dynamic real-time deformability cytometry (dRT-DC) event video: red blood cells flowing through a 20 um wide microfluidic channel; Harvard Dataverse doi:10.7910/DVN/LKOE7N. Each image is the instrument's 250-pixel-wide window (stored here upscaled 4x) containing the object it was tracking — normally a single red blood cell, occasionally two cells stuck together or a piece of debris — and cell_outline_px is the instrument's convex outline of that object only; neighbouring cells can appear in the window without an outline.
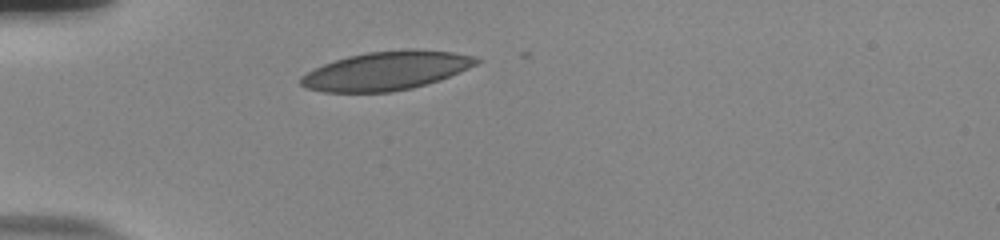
{"species": "human", "species_latin": "Homo sapiens", "temperature_condition": "room temperature", "stored_images_in_passage": 31, "camera_frame_rate_fps": 3000, "um_per_image_px": 0.085, "donor": {"sex": "male"}, "frame": {"image": 1, "passage_image": 1, "time_ms": 0.0, "image_size_px": [1000, 240], "cell_outline_px": [[484, 60], [468, 68], [440, 80], [412, 88], [392, 92], [324, 92], [304, 88], [300, 84], [300, 76], [324, 64], [348, 56], [368, 52], [408, 48], [412, 48], [452, 52], [472, 56]], "centroid_in_image_um": [32.83, 6.01], "position_along_channel_um": 52.2, "area_um2": 39.59}}
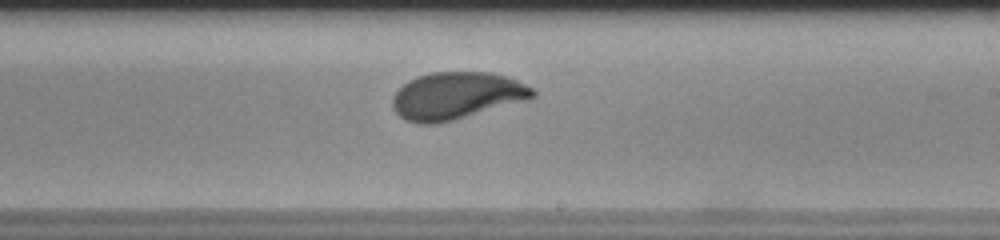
{"frame": {"image": 2, "passage_image": 18, "time_ms": 5.667, "image_size_px": [1000, 240], "cell_outline_px": [[536, 96], [528, 100], [452, 120], [436, 124], [420, 124], [408, 120], [400, 116], [392, 108], [392, 96], [408, 80], [432, 72], [492, 72], [508, 76], [532, 88], [536, 92]], "centroid_in_image_um": [38.81, 8.13], "position_along_channel_um": 250.2, "area_um2": 38.44}}
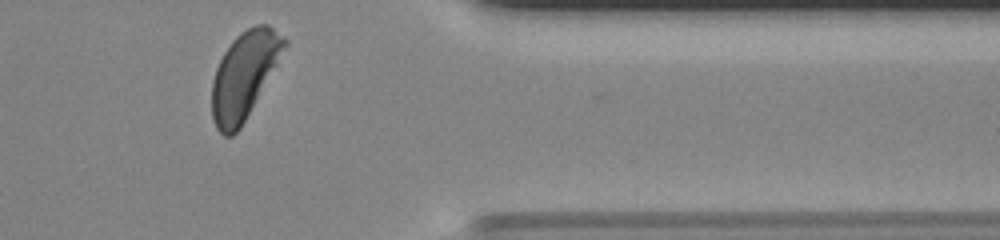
{"frame": {"image": 3, "passage_image": 30, "time_ms": 9.667, "image_size_px": [1000, 240], "cell_outline_px": [[288, 44], [240, 128], [232, 136], [224, 136], [216, 128], [212, 116], [212, 80], [216, 68], [224, 52], [232, 40], [240, 32], [256, 24], [268, 24], [288, 40]], "centroid_in_image_um": [20.75, 6.37], "position_along_channel_um": 390.7, "area_um2": 36.18}, "authors_computed_cell_mechanics": {"area_um2": 37.9746, "velocity_mm_per_s": 3.8223, "shape_relaxation_time_tau1_ms": 2.6759, "shape_relaxation_time_tau2_ms": null, "deformation_change_tau1": 0.146, "deformation_change_tau2": null}}